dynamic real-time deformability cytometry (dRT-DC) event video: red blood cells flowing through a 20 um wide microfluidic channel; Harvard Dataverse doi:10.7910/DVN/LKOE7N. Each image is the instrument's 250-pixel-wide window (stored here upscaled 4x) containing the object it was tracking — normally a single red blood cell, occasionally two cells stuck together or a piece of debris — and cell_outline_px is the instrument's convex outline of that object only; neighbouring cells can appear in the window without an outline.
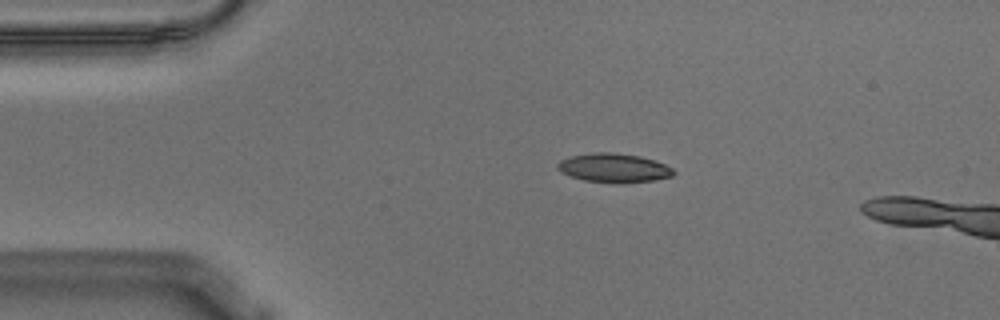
{"species": "Egyptian fruit bat (a non-hibernating species)", "species_latin": "Rousettus aegyptiacus", "temperature_condition": "warm", "stored_images_in_passage": 42, "camera_frame_rate_fps": 3000, "um_per_image_px": 0.085, "animal": {"sex": "male"}, "frame": {"image": 1, "passage_image": 1, "time_ms": 0.0, "image_size_px": [1000, 320], "cell_outline_px": [[676, 172], [672, 176], [652, 180], [624, 184], [584, 180], [560, 172], [556, 168], [556, 164], [560, 160], [572, 156], [592, 152], [612, 152], [640, 156], [656, 160], [672, 168]], "centroid_in_image_um": [52.17, 14.27], "position_along_channel_um": 32.8, "area_um2": 19.71}}
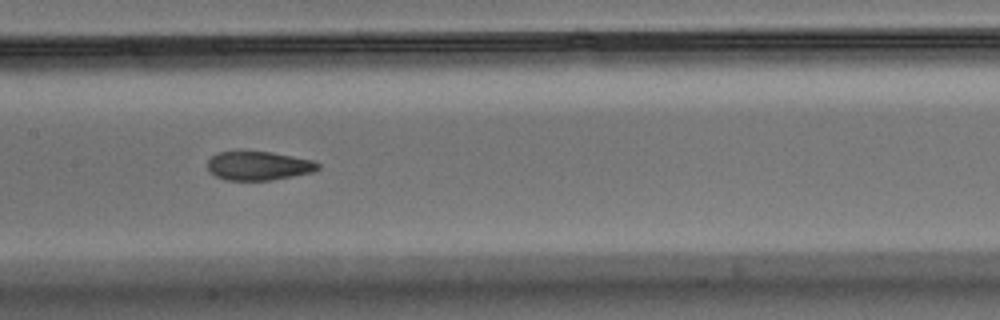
{"frame": {"image": 2, "passage_image": 17, "time_ms": 5.333, "image_size_px": [1000, 320], "cell_outline_px": [[320, 168], [312, 172], [292, 176], [268, 180], [224, 180], [216, 176], [208, 168], [208, 160], [216, 152], [272, 152], [312, 160], [320, 164]], "centroid_in_image_um": [21.98, 14.09], "position_along_channel_um": 185.4, "area_um2": 18.32}}
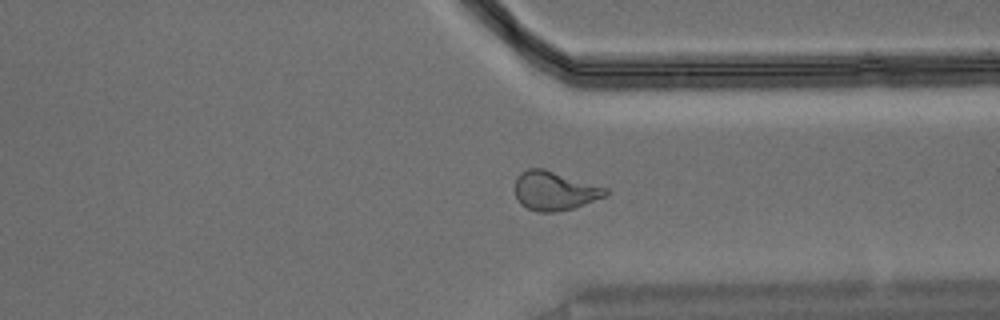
{"frame": {"image": 3, "passage_image": 32, "time_ms": 10.333, "image_size_px": [1000, 320], "cell_outline_px": [[608, 196], [572, 208], [552, 212], [536, 212], [520, 204], [516, 196], [516, 176], [520, 172], [528, 168], [544, 168], [608, 188]], "centroid_in_image_um": [47.14, 16.21], "position_along_channel_um": 364.3, "area_um2": 20.63}}